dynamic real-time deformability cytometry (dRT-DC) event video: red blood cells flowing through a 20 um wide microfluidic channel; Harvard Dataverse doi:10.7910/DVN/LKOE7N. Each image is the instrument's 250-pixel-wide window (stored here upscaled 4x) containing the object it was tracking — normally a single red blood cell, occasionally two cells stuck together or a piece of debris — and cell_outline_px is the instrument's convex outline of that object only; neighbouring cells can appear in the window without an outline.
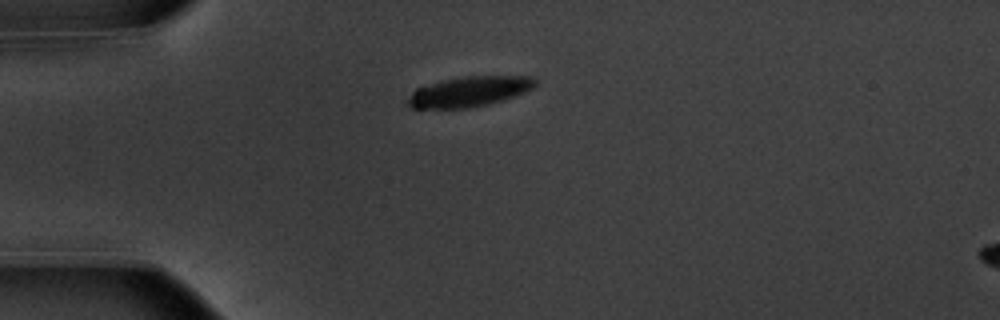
{"species": "common noctule bat (a hibernating species)", "species_latin": "Nyctalus noctula", "temperature_condition": "warm", "stored_images_in_passage": 5, "camera_frame_rate_fps": 3000, "um_per_image_px": 0.085, "animal": {"sex": "male", "body_mass_g": 20.1, "forearm_length_mm": 53.5}, "frame": {"image": 1, "passage_image": 5, "time_ms": 1.333, "image_size_px": [1000, 320], "cell_outline_px": [[536, 84], [532, 88], [524, 92], [488, 104], [468, 108], [412, 108], [404, 104], [404, 100], [416, 88], [444, 80], [464, 76], [528, 76], [536, 80]], "centroid_in_image_um": [39.8, 7.79], "position_along_channel_um": 45.2, "area_um2": 22.25}}